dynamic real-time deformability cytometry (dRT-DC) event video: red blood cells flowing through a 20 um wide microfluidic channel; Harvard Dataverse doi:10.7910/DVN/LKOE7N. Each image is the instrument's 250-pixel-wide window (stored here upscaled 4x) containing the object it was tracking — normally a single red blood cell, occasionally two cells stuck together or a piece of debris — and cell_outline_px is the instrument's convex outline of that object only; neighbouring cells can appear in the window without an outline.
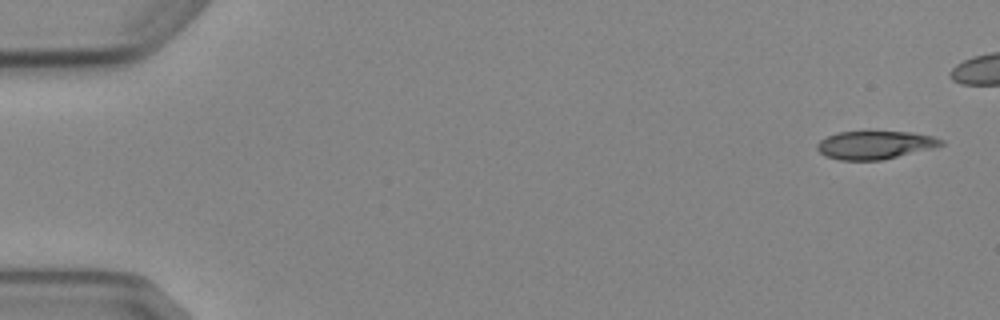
{"species": "Egyptian fruit bat (a non-hibernating species)", "species_latin": "Rousettus aegyptiacus", "temperature_condition": "cold", "stored_images_in_passage": 5, "camera_frame_rate_fps": 3000, "um_per_image_px": 0.085, "animal": {"sex": "female"}, "frame": {"image": 1, "passage_image": 1, "time_ms": 0.0, "image_size_px": [1000, 320], "cell_outline_px": [[944, 144], [932, 148], [884, 160], [840, 160], [824, 156], [816, 148], [816, 144], [820, 140], [836, 132], [868, 128], [912, 132], [932, 136], [944, 140]], "centroid_in_image_um": [74.34, 12.27], "position_along_channel_um": 10.7, "area_um2": 21.44}}